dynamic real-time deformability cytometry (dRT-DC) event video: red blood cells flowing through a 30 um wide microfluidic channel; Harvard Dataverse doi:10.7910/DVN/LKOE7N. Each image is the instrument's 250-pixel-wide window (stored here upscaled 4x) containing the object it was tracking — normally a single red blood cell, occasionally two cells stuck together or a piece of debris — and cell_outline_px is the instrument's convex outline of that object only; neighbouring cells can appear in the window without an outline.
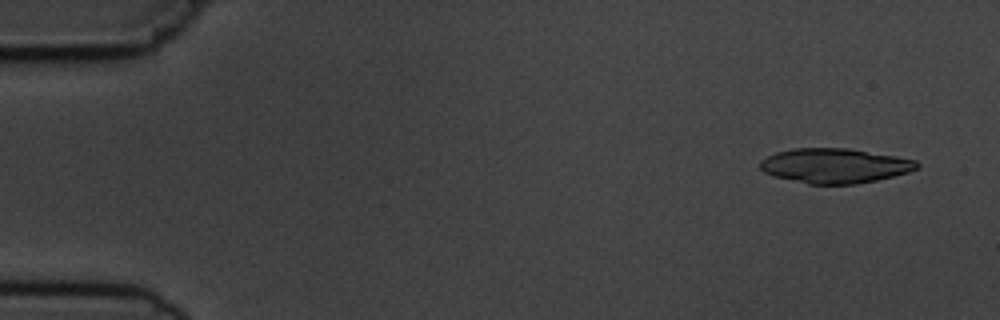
{"species": "common noctule bat (a hibernating species)", "species_latin": "Nyctalus noctula", "temperature_condition": "cold", "stored_images_in_passage": 3, "segment_of_instrument_passage": [2, 2], "camera_frame_rate_fps": 3000, "um_per_image_px": 0.085, "animal": {"sex": "male", "body_mass_g": 19.5, "forearm_length_mm": 54.6}, "frame": {"image": 1, "passage_image": 3, "time_ms": 3.333, "image_size_px": [1000, 320], "cell_outline_px": [[920, 168], [908, 172], [876, 180], [856, 184], [808, 184], [772, 176], [764, 172], [760, 168], [760, 160], [776, 152], [792, 148], [848, 148], [896, 156], [916, 160], [920, 164]], "centroid_in_image_um": [70.95, 14.08], "position_along_channel_um": 14.1, "area_um2": 31.85}}